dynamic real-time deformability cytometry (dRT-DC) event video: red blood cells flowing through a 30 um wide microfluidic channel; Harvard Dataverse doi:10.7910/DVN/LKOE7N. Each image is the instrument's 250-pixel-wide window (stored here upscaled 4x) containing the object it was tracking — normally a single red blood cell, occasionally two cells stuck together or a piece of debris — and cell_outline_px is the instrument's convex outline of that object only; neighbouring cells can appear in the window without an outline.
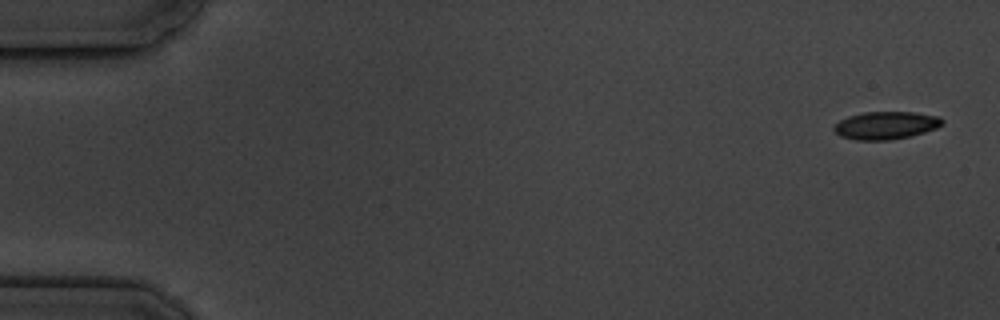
{"species": "common noctule bat (a hibernating species)", "species_latin": "Nyctalus noctula", "temperature_condition": "cold", "stored_images_in_passage": 12, "camera_frame_rate_fps": 3000, "um_per_image_px": 0.085, "animal": {"sex": "male", "body_mass_g": 19.5, "forearm_length_mm": 54.6}, "frame": {"image": 1, "passage_image": 1, "time_ms": 0.0, "image_size_px": [1000, 320], "cell_outline_px": [[944, 124], [936, 128], [912, 136], [888, 140], [856, 140], [840, 136], [832, 128], [840, 120], [848, 116], [864, 112], [912, 112], [940, 116], [944, 120]], "centroid_in_image_um": [75.32, 10.65], "position_along_channel_um": 9.7, "area_um2": 17.57}}
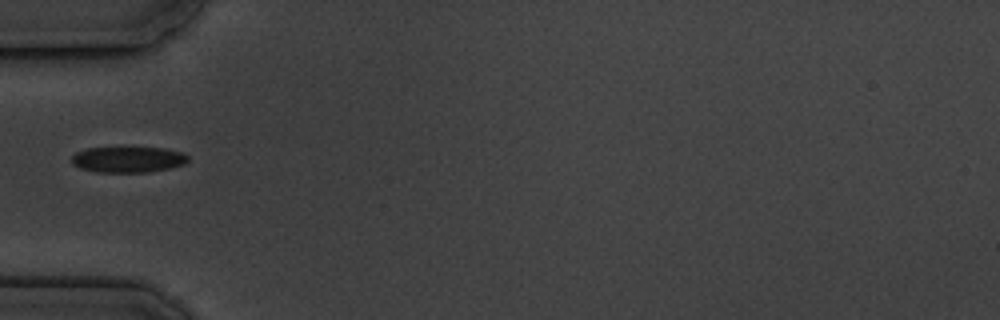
{"frame": {"image": 2, "passage_image": 6, "time_ms": 5.667, "image_size_px": [1000, 320], "cell_outline_px": [[188, 160], [184, 164], [168, 168], [148, 172], [96, 172], [80, 168], [72, 164], [72, 156], [76, 152], [88, 148], [164, 148], [180, 152], [188, 156]], "centroid_in_image_um": [10.86, 13.56], "position_along_channel_um": 74.1, "area_um2": 17.34}}
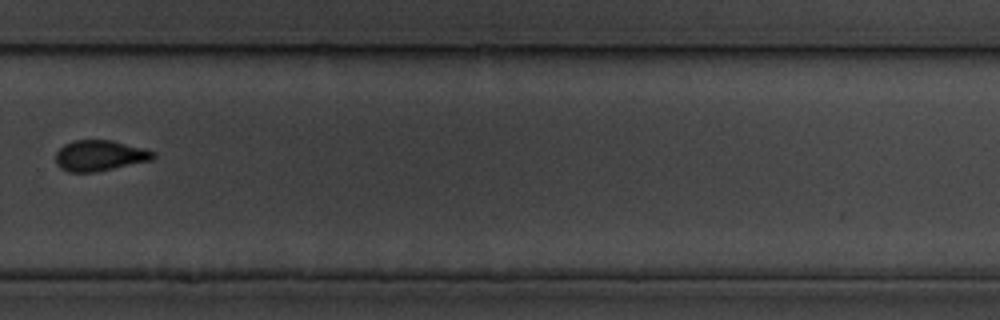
{"frame": {"image": 3, "passage_image": 12, "time_ms": 12.667, "image_size_px": [1000, 320], "cell_outline_px": [[156, 156], [152, 160], [92, 172], [68, 172], [60, 168], [56, 164], [56, 152], [64, 144], [72, 140], [112, 140], [144, 148], [156, 152]], "centroid_in_image_um": [8.47, 13.21], "position_along_channel_um": 321.3, "area_um2": 17.46}}